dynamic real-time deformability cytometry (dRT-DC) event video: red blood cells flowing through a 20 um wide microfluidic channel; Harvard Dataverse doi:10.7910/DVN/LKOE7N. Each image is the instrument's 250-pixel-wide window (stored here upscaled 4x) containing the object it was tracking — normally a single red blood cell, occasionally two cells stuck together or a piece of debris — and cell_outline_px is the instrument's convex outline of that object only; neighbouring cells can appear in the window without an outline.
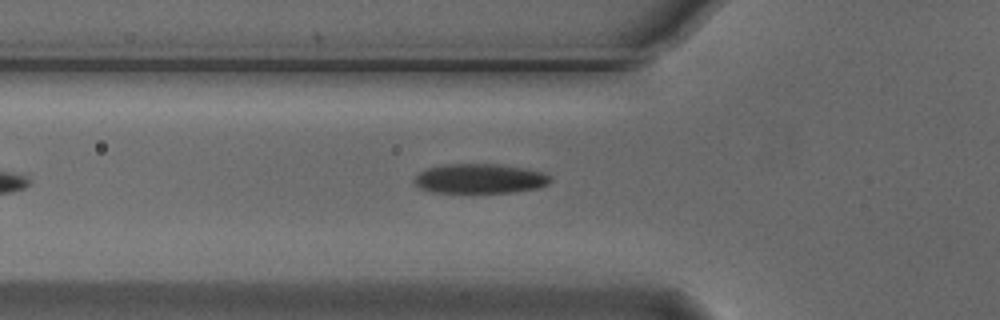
{"species": "Egyptian fruit bat (a non-hibernating species)", "species_latin": "Rousettus aegyptiacus", "temperature_condition": "cold", "stored_images_in_passage": 5, "camera_frame_rate_fps": 3000, "um_per_image_px": 0.085, "animal": {"sex": "male"}, "frame": {"image": 1, "passage_image": 5, "time_ms": 1.333, "image_size_px": [1000, 320], "cell_outline_px": [[552, 180], [548, 184], [540, 188], [516, 192], [432, 192], [420, 188], [412, 180], [420, 172], [428, 168], [444, 164], [500, 164], [524, 168], [544, 172], [552, 176]], "centroid_in_image_um": [40.84, 15.18], "position_along_channel_um": 85.0, "area_um2": 23.64}}